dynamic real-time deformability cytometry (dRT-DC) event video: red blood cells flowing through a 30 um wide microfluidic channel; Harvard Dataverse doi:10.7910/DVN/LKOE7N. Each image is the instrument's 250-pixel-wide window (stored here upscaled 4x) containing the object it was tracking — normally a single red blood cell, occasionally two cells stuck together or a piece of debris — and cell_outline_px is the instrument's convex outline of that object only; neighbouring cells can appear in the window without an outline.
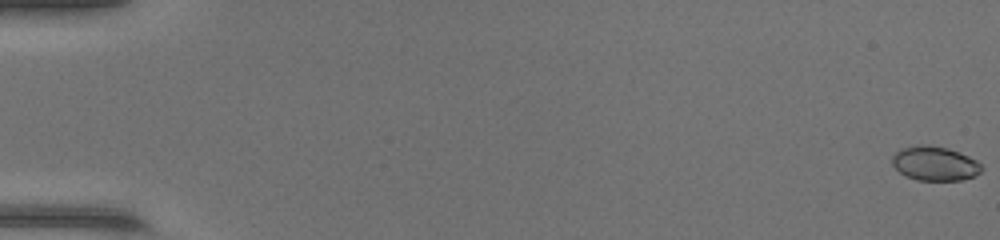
{"species": "common noctule bat (a hibernating species)", "species_latin": "Nyctalus noctula", "temperature_condition": "warm", "stored_images_in_passage": 2, "camera_frame_rate_fps": 3000, "um_per_image_px": 0.085, "animal": {"sex": "female", "body_mass_g": 17.0, "forearm_length_mm": 48.0}, "frame": {"image": 1, "passage_image": 1, "time_ms": 0.0, "image_size_px": [1000, 240], "cell_outline_px": [[984, 168], [980, 172], [972, 176], [960, 180], [916, 180], [900, 172], [892, 164], [892, 156], [900, 148], [916, 144], [928, 144], [948, 148], [968, 156], [976, 160]], "centroid_in_image_um": [79.43, 13.87], "position_along_channel_um": 5.6, "area_um2": 17.86}}